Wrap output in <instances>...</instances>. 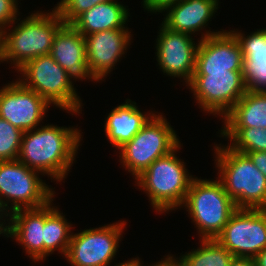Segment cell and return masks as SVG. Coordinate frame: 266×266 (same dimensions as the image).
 I'll return each instance as SVG.
<instances>
[{
    "label": "cell",
    "mask_w": 266,
    "mask_h": 266,
    "mask_svg": "<svg viewBox=\"0 0 266 266\" xmlns=\"http://www.w3.org/2000/svg\"><path fill=\"white\" fill-rule=\"evenodd\" d=\"M40 127L23 132L17 159L28 168L61 182L77 156L81 131L53 124Z\"/></svg>",
    "instance_id": "6da1fadb"
},
{
    "label": "cell",
    "mask_w": 266,
    "mask_h": 266,
    "mask_svg": "<svg viewBox=\"0 0 266 266\" xmlns=\"http://www.w3.org/2000/svg\"><path fill=\"white\" fill-rule=\"evenodd\" d=\"M52 9L49 13H32L11 31L9 28L0 32V62H11L18 70L29 60L50 54L54 37L65 24Z\"/></svg>",
    "instance_id": "7a4b0ae2"
},
{
    "label": "cell",
    "mask_w": 266,
    "mask_h": 266,
    "mask_svg": "<svg viewBox=\"0 0 266 266\" xmlns=\"http://www.w3.org/2000/svg\"><path fill=\"white\" fill-rule=\"evenodd\" d=\"M215 144L218 178L237 209H266V177L243 153Z\"/></svg>",
    "instance_id": "3957f363"
},
{
    "label": "cell",
    "mask_w": 266,
    "mask_h": 266,
    "mask_svg": "<svg viewBox=\"0 0 266 266\" xmlns=\"http://www.w3.org/2000/svg\"><path fill=\"white\" fill-rule=\"evenodd\" d=\"M180 148L181 144L169 154L156 159L138 177L133 178L136 186L148 196L156 213L181 208L195 178L187 171L184 161L175 154Z\"/></svg>",
    "instance_id": "277c9868"
},
{
    "label": "cell",
    "mask_w": 266,
    "mask_h": 266,
    "mask_svg": "<svg viewBox=\"0 0 266 266\" xmlns=\"http://www.w3.org/2000/svg\"><path fill=\"white\" fill-rule=\"evenodd\" d=\"M183 206L196 225L200 239H215L237 210L219 179L197 177L190 184Z\"/></svg>",
    "instance_id": "5b68a950"
},
{
    "label": "cell",
    "mask_w": 266,
    "mask_h": 266,
    "mask_svg": "<svg viewBox=\"0 0 266 266\" xmlns=\"http://www.w3.org/2000/svg\"><path fill=\"white\" fill-rule=\"evenodd\" d=\"M39 174L18 159L0 161V223L13 211L38 208L52 200L56 192Z\"/></svg>",
    "instance_id": "8992f818"
},
{
    "label": "cell",
    "mask_w": 266,
    "mask_h": 266,
    "mask_svg": "<svg viewBox=\"0 0 266 266\" xmlns=\"http://www.w3.org/2000/svg\"><path fill=\"white\" fill-rule=\"evenodd\" d=\"M17 72L23 76L19 81L50 105L66 110L67 113H81L82 101L73 82L68 79L66 70L50 54L29 60Z\"/></svg>",
    "instance_id": "52a82bcc"
},
{
    "label": "cell",
    "mask_w": 266,
    "mask_h": 266,
    "mask_svg": "<svg viewBox=\"0 0 266 266\" xmlns=\"http://www.w3.org/2000/svg\"><path fill=\"white\" fill-rule=\"evenodd\" d=\"M180 143L167 119L155 113L130 141L118 149L120 163L136 178Z\"/></svg>",
    "instance_id": "ba28073f"
},
{
    "label": "cell",
    "mask_w": 266,
    "mask_h": 266,
    "mask_svg": "<svg viewBox=\"0 0 266 266\" xmlns=\"http://www.w3.org/2000/svg\"><path fill=\"white\" fill-rule=\"evenodd\" d=\"M242 72H194L186 86L205 113L224 118L246 92Z\"/></svg>",
    "instance_id": "9c48e42d"
},
{
    "label": "cell",
    "mask_w": 266,
    "mask_h": 266,
    "mask_svg": "<svg viewBox=\"0 0 266 266\" xmlns=\"http://www.w3.org/2000/svg\"><path fill=\"white\" fill-rule=\"evenodd\" d=\"M125 221L73 234L65 255L71 266H110L117 253Z\"/></svg>",
    "instance_id": "30bf717a"
},
{
    "label": "cell",
    "mask_w": 266,
    "mask_h": 266,
    "mask_svg": "<svg viewBox=\"0 0 266 266\" xmlns=\"http://www.w3.org/2000/svg\"><path fill=\"white\" fill-rule=\"evenodd\" d=\"M215 239L234 257L254 258L266 248V209H237Z\"/></svg>",
    "instance_id": "8fae6325"
},
{
    "label": "cell",
    "mask_w": 266,
    "mask_h": 266,
    "mask_svg": "<svg viewBox=\"0 0 266 266\" xmlns=\"http://www.w3.org/2000/svg\"><path fill=\"white\" fill-rule=\"evenodd\" d=\"M7 84L0 89V117L22 132L37 128L50 104L19 80Z\"/></svg>",
    "instance_id": "7c38bea8"
},
{
    "label": "cell",
    "mask_w": 266,
    "mask_h": 266,
    "mask_svg": "<svg viewBox=\"0 0 266 266\" xmlns=\"http://www.w3.org/2000/svg\"><path fill=\"white\" fill-rule=\"evenodd\" d=\"M161 26L155 47L159 69L171 77L183 78L187 85L195 72L199 40L195 44L192 35L170 30L163 23Z\"/></svg>",
    "instance_id": "4fadbf2b"
},
{
    "label": "cell",
    "mask_w": 266,
    "mask_h": 266,
    "mask_svg": "<svg viewBox=\"0 0 266 266\" xmlns=\"http://www.w3.org/2000/svg\"><path fill=\"white\" fill-rule=\"evenodd\" d=\"M241 45L231 31H206L196 52L195 72L243 71Z\"/></svg>",
    "instance_id": "5bb4252c"
},
{
    "label": "cell",
    "mask_w": 266,
    "mask_h": 266,
    "mask_svg": "<svg viewBox=\"0 0 266 266\" xmlns=\"http://www.w3.org/2000/svg\"><path fill=\"white\" fill-rule=\"evenodd\" d=\"M128 28L104 30L84 36L87 65L95 82L110 74L131 44Z\"/></svg>",
    "instance_id": "9a60e30c"
},
{
    "label": "cell",
    "mask_w": 266,
    "mask_h": 266,
    "mask_svg": "<svg viewBox=\"0 0 266 266\" xmlns=\"http://www.w3.org/2000/svg\"><path fill=\"white\" fill-rule=\"evenodd\" d=\"M6 218L3 220L5 223H0V235L4 234L7 238L15 239L25 249L28 256L30 255L33 262H43L45 205L38 208L19 209Z\"/></svg>",
    "instance_id": "2e32d148"
},
{
    "label": "cell",
    "mask_w": 266,
    "mask_h": 266,
    "mask_svg": "<svg viewBox=\"0 0 266 266\" xmlns=\"http://www.w3.org/2000/svg\"><path fill=\"white\" fill-rule=\"evenodd\" d=\"M50 55L67 72L68 79H91L87 65L84 36L71 24H64L56 33Z\"/></svg>",
    "instance_id": "e0dca14e"
},
{
    "label": "cell",
    "mask_w": 266,
    "mask_h": 266,
    "mask_svg": "<svg viewBox=\"0 0 266 266\" xmlns=\"http://www.w3.org/2000/svg\"><path fill=\"white\" fill-rule=\"evenodd\" d=\"M230 31L241 45L246 91L266 92V28L257 29L247 36L238 30Z\"/></svg>",
    "instance_id": "ac0fdd59"
},
{
    "label": "cell",
    "mask_w": 266,
    "mask_h": 266,
    "mask_svg": "<svg viewBox=\"0 0 266 266\" xmlns=\"http://www.w3.org/2000/svg\"><path fill=\"white\" fill-rule=\"evenodd\" d=\"M218 5L219 0H179L164 10L162 23L170 30L192 35L205 29Z\"/></svg>",
    "instance_id": "d6986e66"
},
{
    "label": "cell",
    "mask_w": 266,
    "mask_h": 266,
    "mask_svg": "<svg viewBox=\"0 0 266 266\" xmlns=\"http://www.w3.org/2000/svg\"><path fill=\"white\" fill-rule=\"evenodd\" d=\"M154 114L152 111L144 114L135 101L127 99L125 103L112 109L105 119L104 131L108 141L119 149L130 141Z\"/></svg>",
    "instance_id": "ffe728a7"
},
{
    "label": "cell",
    "mask_w": 266,
    "mask_h": 266,
    "mask_svg": "<svg viewBox=\"0 0 266 266\" xmlns=\"http://www.w3.org/2000/svg\"><path fill=\"white\" fill-rule=\"evenodd\" d=\"M129 8L117 0L99 3L80 14L71 25L83 36L104 30L126 28Z\"/></svg>",
    "instance_id": "44dd1931"
},
{
    "label": "cell",
    "mask_w": 266,
    "mask_h": 266,
    "mask_svg": "<svg viewBox=\"0 0 266 266\" xmlns=\"http://www.w3.org/2000/svg\"><path fill=\"white\" fill-rule=\"evenodd\" d=\"M223 120V127L266 128V92L246 91Z\"/></svg>",
    "instance_id": "7402d4cb"
},
{
    "label": "cell",
    "mask_w": 266,
    "mask_h": 266,
    "mask_svg": "<svg viewBox=\"0 0 266 266\" xmlns=\"http://www.w3.org/2000/svg\"><path fill=\"white\" fill-rule=\"evenodd\" d=\"M53 199L45 204V223L43 228L44 260L58 250L64 257L72 237L71 222H67L59 209L52 206ZM71 233V234H70Z\"/></svg>",
    "instance_id": "603a6c76"
},
{
    "label": "cell",
    "mask_w": 266,
    "mask_h": 266,
    "mask_svg": "<svg viewBox=\"0 0 266 266\" xmlns=\"http://www.w3.org/2000/svg\"><path fill=\"white\" fill-rule=\"evenodd\" d=\"M201 245L177 258L183 266H229L234 255L216 239H201Z\"/></svg>",
    "instance_id": "cb8c5ba5"
},
{
    "label": "cell",
    "mask_w": 266,
    "mask_h": 266,
    "mask_svg": "<svg viewBox=\"0 0 266 266\" xmlns=\"http://www.w3.org/2000/svg\"><path fill=\"white\" fill-rule=\"evenodd\" d=\"M220 135L230 139L231 144L227 146L236 152H266V128L222 127Z\"/></svg>",
    "instance_id": "d4e9b609"
},
{
    "label": "cell",
    "mask_w": 266,
    "mask_h": 266,
    "mask_svg": "<svg viewBox=\"0 0 266 266\" xmlns=\"http://www.w3.org/2000/svg\"><path fill=\"white\" fill-rule=\"evenodd\" d=\"M23 132L0 117V161L16 160Z\"/></svg>",
    "instance_id": "484cf974"
},
{
    "label": "cell",
    "mask_w": 266,
    "mask_h": 266,
    "mask_svg": "<svg viewBox=\"0 0 266 266\" xmlns=\"http://www.w3.org/2000/svg\"><path fill=\"white\" fill-rule=\"evenodd\" d=\"M107 1L112 0H61L54 8L65 24H71L83 12Z\"/></svg>",
    "instance_id": "4316f807"
},
{
    "label": "cell",
    "mask_w": 266,
    "mask_h": 266,
    "mask_svg": "<svg viewBox=\"0 0 266 266\" xmlns=\"http://www.w3.org/2000/svg\"><path fill=\"white\" fill-rule=\"evenodd\" d=\"M18 10V0H0V32L15 22L17 24L16 20H20Z\"/></svg>",
    "instance_id": "83f0119b"
},
{
    "label": "cell",
    "mask_w": 266,
    "mask_h": 266,
    "mask_svg": "<svg viewBox=\"0 0 266 266\" xmlns=\"http://www.w3.org/2000/svg\"><path fill=\"white\" fill-rule=\"evenodd\" d=\"M179 0H143V8L150 13H162L169 5L175 4Z\"/></svg>",
    "instance_id": "f1b7e54d"
},
{
    "label": "cell",
    "mask_w": 266,
    "mask_h": 266,
    "mask_svg": "<svg viewBox=\"0 0 266 266\" xmlns=\"http://www.w3.org/2000/svg\"><path fill=\"white\" fill-rule=\"evenodd\" d=\"M253 164L264 174L266 177V152L265 151H254L245 152Z\"/></svg>",
    "instance_id": "f546056e"
},
{
    "label": "cell",
    "mask_w": 266,
    "mask_h": 266,
    "mask_svg": "<svg viewBox=\"0 0 266 266\" xmlns=\"http://www.w3.org/2000/svg\"><path fill=\"white\" fill-rule=\"evenodd\" d=\"M229 266H255L253 258L234 257Z\"/></svg>",
    "instance_id": "4dcf8cb0"
},
{
    "label": "cell",
    "mask_w": 266,
    "mask_h": 266,
    "mask_svg": "<svg viewBox=\"0 0 266 266\" xmlns=\"http://www.w3.org/2000/svg\"><path fill=\"white\" fill-rule=\"evenodd\" d=\"M174 256L172 255H167V257L161 261L156 262V264H150V266H183L177 258H173Z\"/></svg>",
    "instance_id": "1f68e13d"
},
{
    "label": "cell",
    "mask_w": 266,
    "mask_h": 266,
    "mask_svg": "<svg viewBox=\"0 0 266 266\" xmlns=\"http://www.w3.org/2000/svg\"><path fill=\"white\" fill-rule=\"evenodd\" d=\"M253 260L255 266H266V248L256 255Z\"/></svg>",
    "instance_id": "d6a6232c"
},
{
    "label": "cell",
    "mask_w": 266,
    "mask_h": 266,
    "mask_svg": "<svg viewBox=\"0 0 266 266\" xmlns=\"http://www.w3.org/2000/svg\"><path fill=\"white\" fill-rule=\"evenodd\" d=\"M115 266H143V263H141L139 257L138 258L136 257L131 260H127L126 262L118 263Z\"/></svg>",
    "instance_id": "836d02e7"
}]
</instances>
